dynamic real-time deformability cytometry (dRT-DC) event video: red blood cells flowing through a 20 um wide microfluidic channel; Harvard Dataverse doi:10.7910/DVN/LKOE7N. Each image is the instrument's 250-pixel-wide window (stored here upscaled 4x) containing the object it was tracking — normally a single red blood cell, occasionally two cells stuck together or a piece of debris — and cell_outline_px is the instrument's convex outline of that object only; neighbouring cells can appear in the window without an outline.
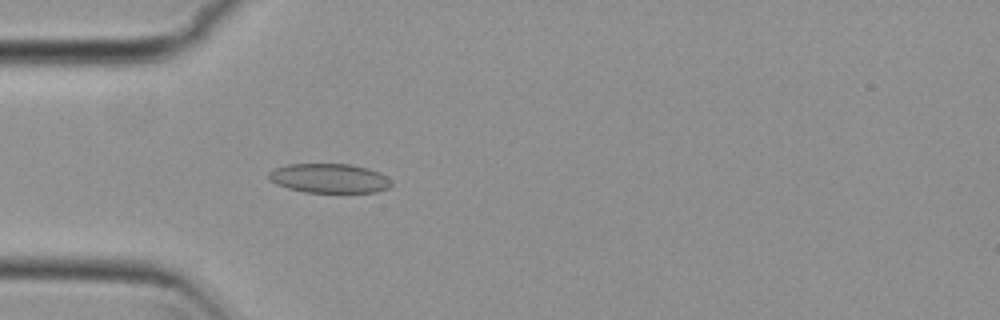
{"species": "common noctule bat (a hibernating species)", "species_latin": "Nyctalus noctula", "temperature_condition": "cold", "stored_images_in_passage": 56, "camera_frame_rate_fps": 3000, "um_per_image_px": 0.085, "animal": {"sex": "female", "body_mass_g": 29.2, "forearm_length_mm": 56.3}, "frame": {"image": 1, "passage_image": 17, "time_ms": 5.333, "image_size_px": [1000, 320], "cell_outline_px": [[392, 184], [388, 188], [376, 192], [304, 192], [288, 188], [276, 184], [268, 176], [268, 172], [276, 168], [288, 164], [348, 164], [368, 168], [380, 172], [392, 180]], "centroid_in_image_um": [28.02, 15.15], "position_along_channel_um": 57.0, "area_um2": 20.92}}
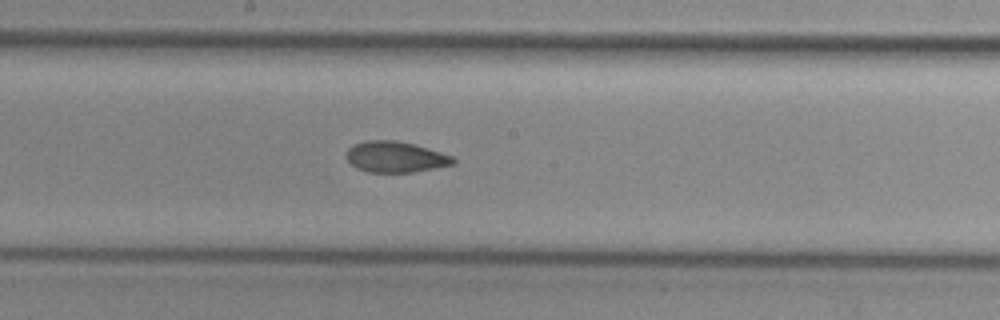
{"frame": {"image": 2, "passage_image": 30, "time_ms": 9.667, "image_size_px": [1000, 320], "cell_outline_px": [[456, 164], [412, 172], [368, 172], [356, 168], [348, 160], [348, 148], [352, 144], [364, 140], [396, 140], [412, 144], [440, 152], [452, 156], [456, 160]], "centroid_in_image_um": [33.61, 13.33], "position_along_channel_um": 214.6, "area_um2": 19.13}}
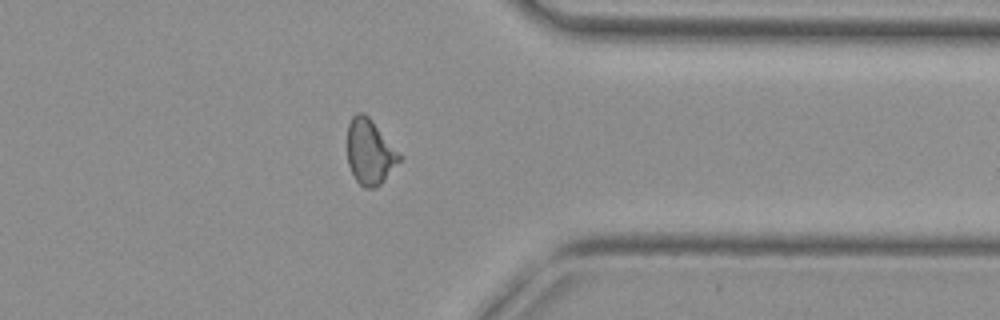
{"frame": {"image": 3, "passage_image": 44, "time_ms": 14.333, "image_size_px": [1000, 320], "cell_outline_px": [[400, 160], [380, 184], [376, 188], [364, 188], [356, 180], [348, 164], [348, 124], [352, 116], [356, 112], [364, 112], [368, 116], [400, 156]], "centroid_in_image_um": [31.38, 12.92], "position_along_channel_um": 380.0, "area_um2": 19.13}, "authors_computed_cell_mechanics": {"area_um2": 19.9988, "velocity_mm_per_s": 3.7435, "shape_relaxation_time_tau1_ms": null, "shape_relaxation_time_tau2_ms": 2.5255, "deformation_change_tau1": null, "deformation_change_tau2": 0.0717}}